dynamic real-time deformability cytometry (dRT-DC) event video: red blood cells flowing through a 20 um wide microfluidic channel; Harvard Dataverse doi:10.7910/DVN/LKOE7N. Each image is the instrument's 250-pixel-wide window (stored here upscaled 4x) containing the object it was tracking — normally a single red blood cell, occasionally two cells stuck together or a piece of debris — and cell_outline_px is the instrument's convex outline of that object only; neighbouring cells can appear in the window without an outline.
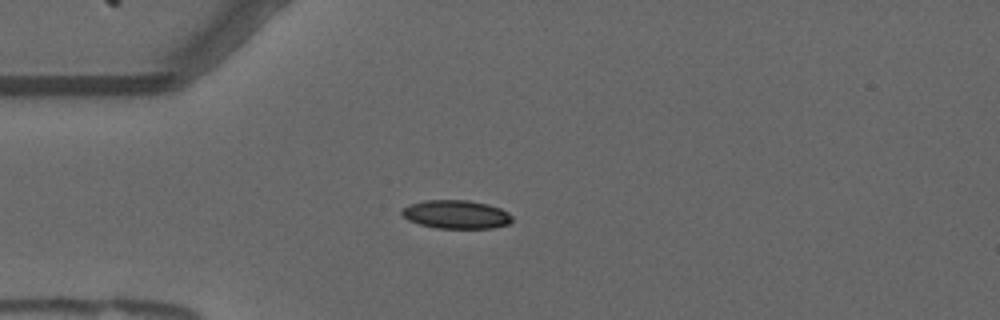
{"species": "common noctule bat (a hibernating species)", "species_latin": "Nyctalus noctula", "temperature_condition": "warm", "stored_images_in_passage": 55, "camera_frame_rate_fps": 3000, "um_per_image_px": 0.085, "animal": {"sex": "male", "forearm_length_mm": 52.5}, "frame": {"image": 1, "passage_image": 14, "time_ms": 4.333, "image_size_px": [1000, 320], "cell_outline_px": [[512, 220], [508, 224], [492, 228], [436, 228], [420, 224], [408, 220], [400, 212], [400, 208], [408, 204], [424, 200], [468, 200], [488, 204], [500, 208], [508, 212], [512, 216]], "centroid_in_image_um": [38.74, 18.21], "position_along_channel_um": 46.3, "area_um2": 18.44}}
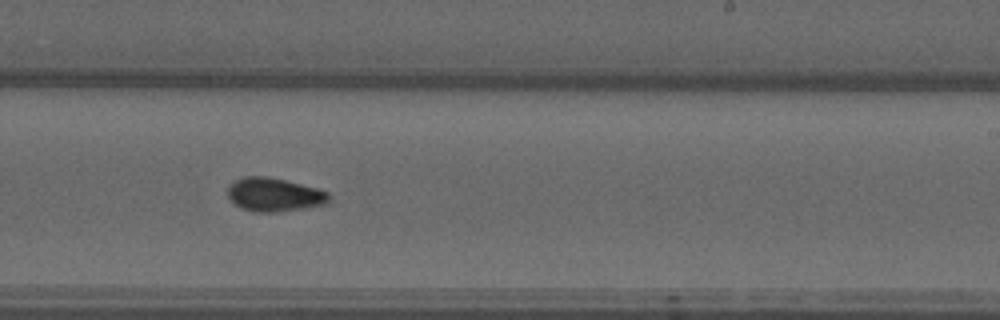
{"frame": {"image": 2, "passage_image": 33, "time_ms": 10.667, "image_size_px": [1000, 320], "cell_outline_px": [[332, 196], [328, 204], [304, 208], [276, 212], [256, 212], [240, 208], [228, 196], [228, 184], [232, 180], [244, 176], [264, 176], [284, 180], [316, 188], [328, 192]], "centroid_in_image_um": [23.31, 16.54], "position_along_channel_um": 265.7, "area_um2": 19.94}}
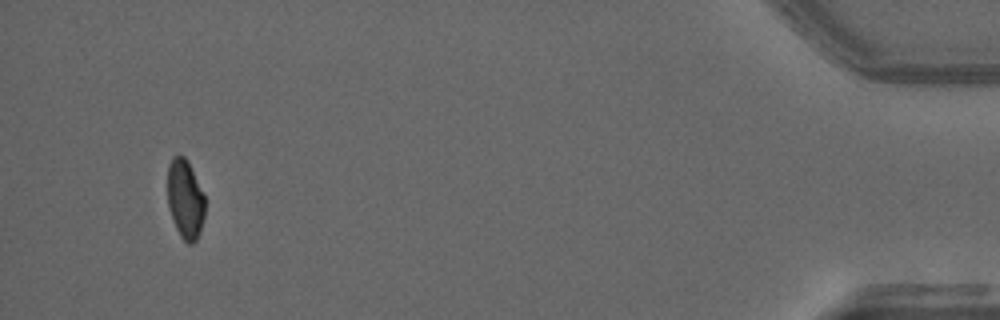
{"frame": {"image": 3, "passage_image": 52, "time_ms": 17.0, "image_size_px": [1000, 320], "cell_outline_px": [[204, 216], [200, 232], [196, 240], [192, 244], [188, 244], [180, 236], [176, 228], [168, 204], [168, 164], [172, 156], [184, 156], [188, 160], [204, 192]], "centroid_in_image_um": [15.75, 16.9], "position_along_channel_um": 419.4, "area_um2": 17.34}, "authors_computed_cell_mechanics": {"area_um2": 18.4382, "velocity_mm_per_s": 3.7076, "shape_relaxation_time_tau1_ms": null, "shape_relaxation_time_tau2_ms": 3.7327, "deformation_change_tau1": null, "deformation_change_tau2": 0.0706}}